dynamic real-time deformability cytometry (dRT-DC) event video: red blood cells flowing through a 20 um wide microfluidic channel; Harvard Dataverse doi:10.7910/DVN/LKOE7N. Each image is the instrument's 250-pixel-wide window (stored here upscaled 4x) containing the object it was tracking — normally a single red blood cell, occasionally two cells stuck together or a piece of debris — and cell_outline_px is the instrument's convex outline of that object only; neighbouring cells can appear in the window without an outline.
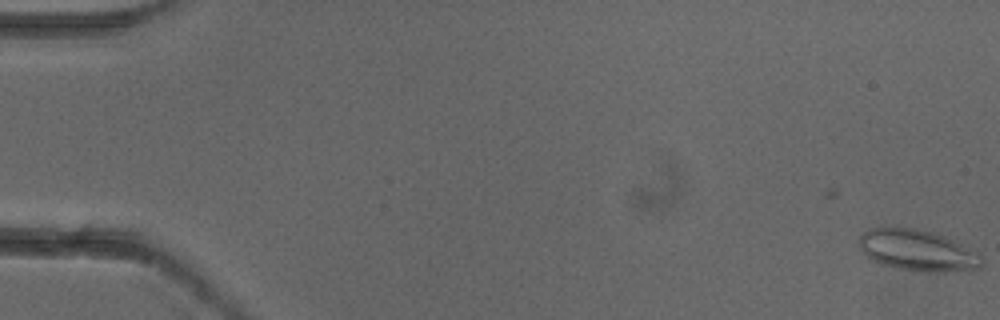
{"species": "common noctule bat (a hibernating species)", "species_latin": "Nyctalus noctula", "temperature_condition": "cold", "stored_images_in_passage": 2, "camera_frame_rate_fps": 3000, "um_per_image_px": 0.085, "animal": {"sex": "female"}, "frame": {"image": 1, "passage_image": 2, "time_ms": 0.333, "image_size_px": [1000, 320], "cell_outline_px": [[984, 264], [980, 268], [944, 272], [928, 272], [900, 268], [880, 264], [872, 260], [860, 248], [856, 240], [864, 232], [872, 228], [896, 224], [900, 224], [936, 232], [976, 252], [984, 260]], "centroid_in_image_um": [77.94, 21.23], "position_along_channel_um": 7.1, "area_um2": 30.0}}